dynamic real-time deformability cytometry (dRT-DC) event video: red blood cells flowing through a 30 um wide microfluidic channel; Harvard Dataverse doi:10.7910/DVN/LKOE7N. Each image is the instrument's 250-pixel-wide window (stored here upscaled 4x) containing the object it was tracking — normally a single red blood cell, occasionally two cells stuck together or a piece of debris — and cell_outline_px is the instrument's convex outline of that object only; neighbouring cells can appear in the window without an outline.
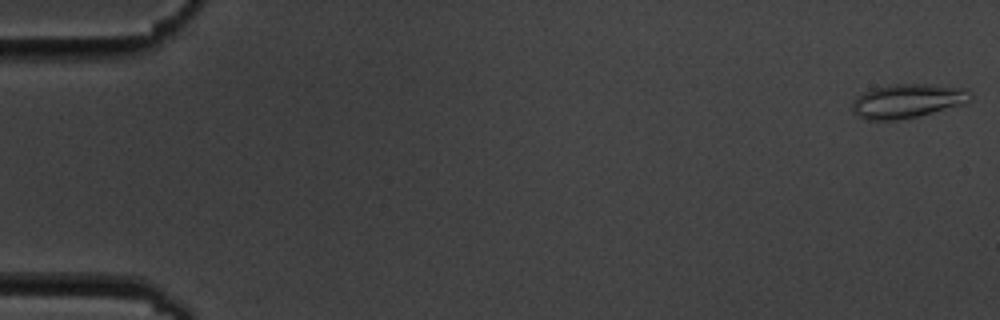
{"species": "common noctule bat (a hibernating species)", "species_latin": "Nyctalus noctula", "temperature_condition": "cold", "stored_images_in_passage": 17, "camera_frame_rate_fps": 3000, "um_per_image_px": 0.085, "animal": {"sex": "male", "body_mass_g": 19.5, "forearm_length_mm": 54.6}, "frame": {"image": 1, "passage_image": 1, "time_ms": 0.0, "image_size_px": [1000, 320], "cell_outline_px": [[972, 96], [964, 104], [900, 120], [868, 120], [852, 112], [852, 104], [856, 96], [872, 88], [892, 84], [932, 84], [968, 88], [972, 92]], "centroid_in_image_um": [77.14, 8.56], "position_along_channel_um": 7.9, "area_um2": 23.52}}
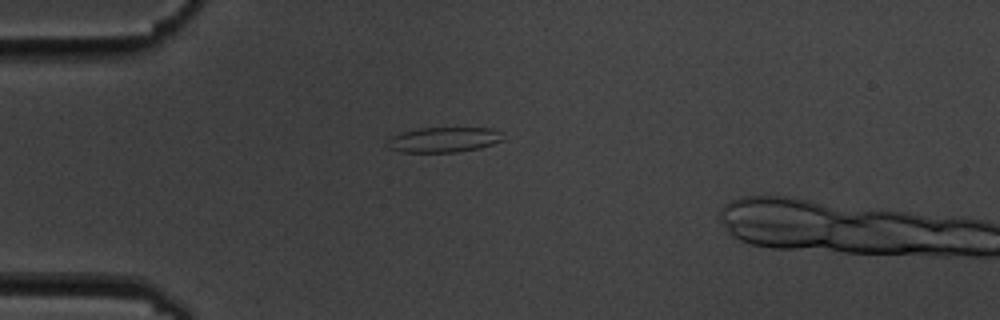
{"frame": {"image": 2, "passage_image": 15, "time_ms": 4.667, "image_size_px": [1000, 320], "cell_outline_px": [[504, 140], [480, 148], [456, 152], [400, 152], [388, 148], [388, 140], [392, 136], [400, 132], [420, 128], [492, 128], [500, 132]], "centroid_in_image_um": [37.71, 11.87], "position_along_channel_um": 47.3, "area_um2": 16.94}}